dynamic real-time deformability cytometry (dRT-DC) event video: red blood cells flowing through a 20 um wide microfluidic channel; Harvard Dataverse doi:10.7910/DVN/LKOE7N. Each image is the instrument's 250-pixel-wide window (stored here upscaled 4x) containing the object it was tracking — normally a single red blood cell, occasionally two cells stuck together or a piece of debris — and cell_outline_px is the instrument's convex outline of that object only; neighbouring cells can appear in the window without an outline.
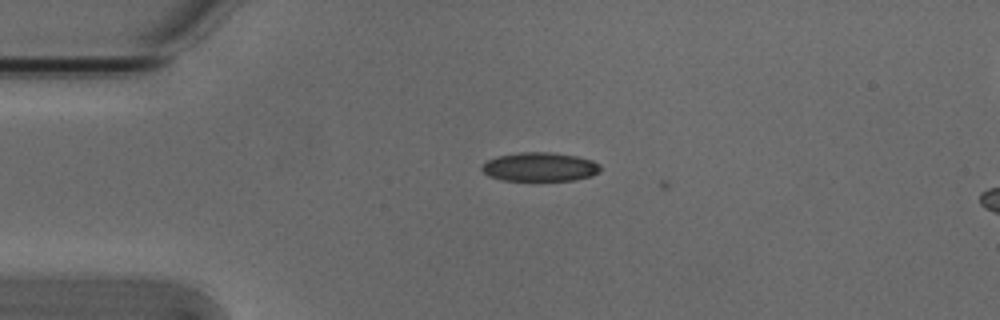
{"species": "Egyptian fruit bat (a non-hibernating species)", "species_latin": "Rousettus aegyptiacus", "temperature_condition": "cold", "stored_images_in_passage": 7, "camera_frame_rate_fps": 3000, "um_per_image_px": 0.085, "animal": {"sex": "male"}, "frame": {"image": 1, "passage_image": 6, "time_ms": 1.667, "image_size_px": [1000, 320], "cell_outline_px": [[600, 172], [592, 176], [572, 180], [532, 184], [500, 180], [488, 176], [480, 168], [488, 160], [496, 156], [520, 152], [552, 152], [576, 156], [592, 160], [600, 164]], "centroid_in_image_um": [45.87, 14.24], "position_along_channel_um": 39.1, "area_um2": 21.04}}